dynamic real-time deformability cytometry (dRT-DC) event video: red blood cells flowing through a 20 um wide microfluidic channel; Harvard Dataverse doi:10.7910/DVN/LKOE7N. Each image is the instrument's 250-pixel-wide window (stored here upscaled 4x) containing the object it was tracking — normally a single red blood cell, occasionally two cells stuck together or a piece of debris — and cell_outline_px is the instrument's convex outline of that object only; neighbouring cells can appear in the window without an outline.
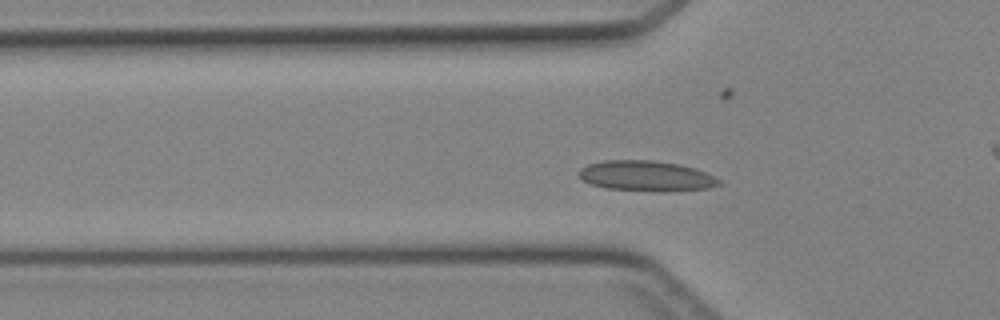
{"species": "Egyptian fruit bat (a non-hibernating species)", "species_latin": "Rousettus aegyptiacus", "temperature_condition": "cold", "stored_images_in_passage": 33, "camera_frame_rate_fps": 3000, "um_per_image_px": 0.085, "animal": {"sex": "female"}, "frame": {"image": 1, "passage_image": 2, "time_ms": 0.333, "image_size_px": [1000, 320], "cell_outline_px": [[720, 184], [712, 188], [664, 192], [660, 192], [604, 188], [592, 184], [584, 180], [576, 172], [580, 168], [588, 164], [604, 160], [652, 160], [680, 164], [704, 172], [720, 180]], "centroid_in_image_um": [54.91, 14.96], "position_along_channel_um": 70.9, "area_um2": 24.91}}
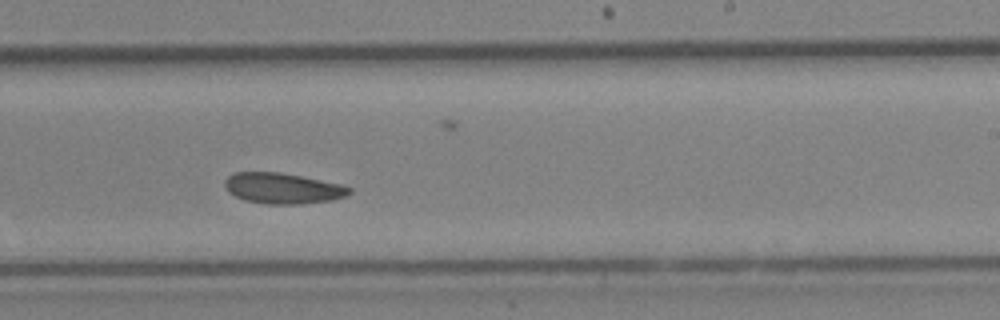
{"frame": {"image": 2, "passage_image": 15, "time_ms": 4.667, "image_size_px": [1000, 320], "cell_outline_px": [[352, 192], [344, 196], [332, 200], [300, 204], [264, 204], [244, 200], [228, 192], [224, 184], [224, 180], [228, 176], [236, 172], [280, 172], [340, 184], [352, 188]], "centroid_in_image_um": [24.01, 16.01], "position_along_channel_um": 265.0, "area_um2": 22.25}}
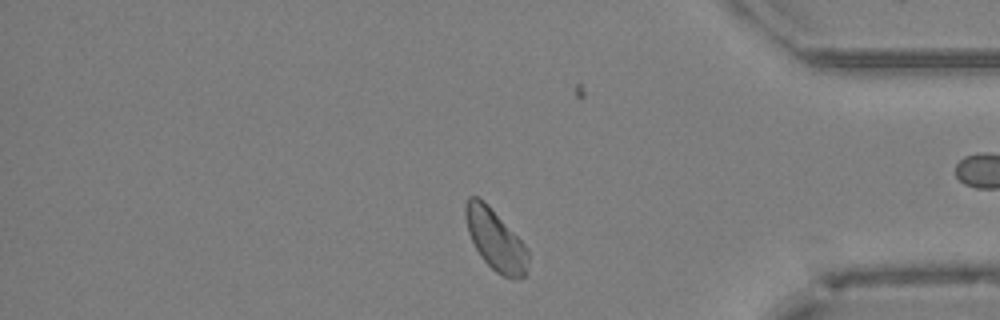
{"frame": {"image": 3, "passage_image": 25, "time_ms": 8.0, "image_size_px": [1000, 320], "cell_outline_px": [[528, 260], [524, 276], [516, 280], [512, 280], [496, 272], [480, 256], [468, 232], [464, 212], [464, 204], [468, 196], [476, 196], [488, 204], [528, 248]], "centroid_in_image_um": [42.1, 20.38], "position_along_channel_um": 393.1, "area_um2": 22.14}}